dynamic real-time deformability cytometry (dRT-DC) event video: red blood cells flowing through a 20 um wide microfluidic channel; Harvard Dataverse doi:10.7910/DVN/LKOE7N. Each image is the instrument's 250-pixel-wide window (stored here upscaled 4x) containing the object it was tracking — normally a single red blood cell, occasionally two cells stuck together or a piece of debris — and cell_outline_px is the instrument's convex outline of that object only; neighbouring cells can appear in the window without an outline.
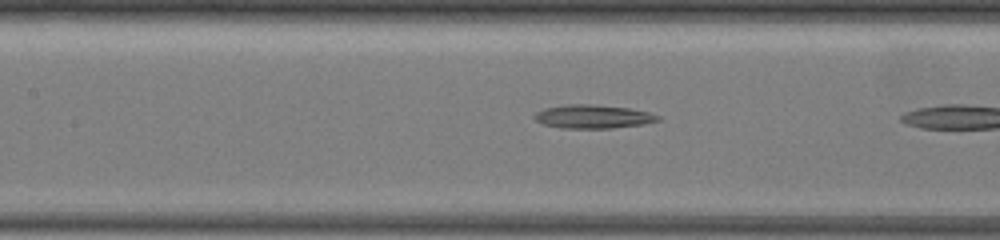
{"species": "common noctule bat (a hibernating species)", "species_latin": "Nyctalus noctula", "temperature_condition": "warm", "stored_images_in_passage": 6, "camera_frame_rate_fps": 3000, "um_per_image_px": 0.085, "animal": {"sex": "female", "body_mass_g": 19.5, "forearm_length_mm": 54.1}, "frame": {"image": 1, "passage_image": 5, "time_ms": 1.333, "image_size_px": [1000, 240], "cell_outline_px": [[660, 120], [644, 124], [612, 128], [560, 128], [544, 124], [536, 120], [532, 116], [536, 112], [544, 108], [564, 104], [588, 104], [628, 108], [648, 112], [660, 116]], "centroid_in_image_um": [50.38, 9.91], "position_along_channel_um": 157.0, "area_um2": 16.94}}